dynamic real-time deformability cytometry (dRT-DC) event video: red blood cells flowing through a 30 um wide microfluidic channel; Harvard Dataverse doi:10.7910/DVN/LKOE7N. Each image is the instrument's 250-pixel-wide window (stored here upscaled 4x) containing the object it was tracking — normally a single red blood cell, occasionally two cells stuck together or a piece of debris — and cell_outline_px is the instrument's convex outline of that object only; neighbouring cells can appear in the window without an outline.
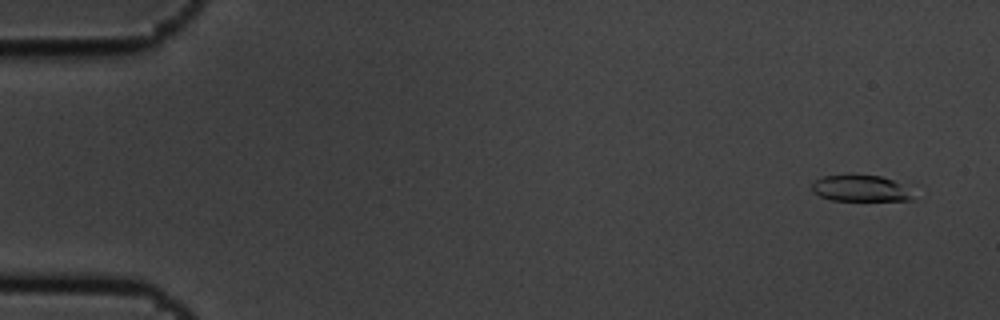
{"species": "common noctule bat (a hibernating species)", "species_latin": "Nyctalus noctula", "temperature_condition": "cold", "stored_images_in_passage": 5, "camera_frame_rate_fps": 3000, "um_per_image_px": 0.085, "animal": {"sex": "male", "body_mass_g": 19.5, "forearm_length_mm": 54.6}, "frame": {"image": 1, "passage_image": 2, "time_ms": 0.333, "image_size_px": [1000, 320], "cell_outline_px": [[916, 200], [832, 200], [820, 196], [812, 192], [812, 184], [816, 180], [824, 176], [880, 176], [892, 180]], "centroid_in_image_um": [73.03, 16.03], "position_along_channel_um": 12.0, "area_um2": 14.62}}